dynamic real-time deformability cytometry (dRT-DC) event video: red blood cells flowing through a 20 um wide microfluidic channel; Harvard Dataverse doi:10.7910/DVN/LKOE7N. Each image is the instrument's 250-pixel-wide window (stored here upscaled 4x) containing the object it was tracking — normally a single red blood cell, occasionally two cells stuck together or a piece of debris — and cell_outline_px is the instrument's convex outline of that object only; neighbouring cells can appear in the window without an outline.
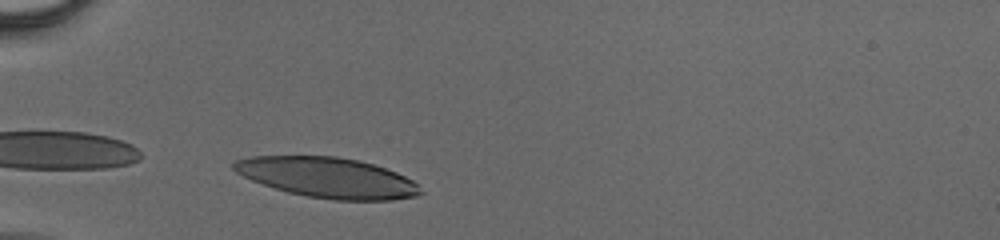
{"species": "human", "species_latin": "Homo sapiens", "temperature_condition": "cold", "stored_images_in_passage": 30, "camera_frame_rate_fps": 3000, "um_per_image_px": 0.085, "donor": {"sex": "male"}, "frame": {"image": 1, "passage_image": 1, "time_ms": 0.0, "image_size_px": [1000, 240], "cell_outline_px": [[424, 192], [416, 196], [392, 200], [332, 200], [308, 196], [288, 192], [252, 180], [236, 172], [232, 168], [232, 164], [236, 160], [252, 156], [336, 156], [356, 160], [372, 164], [396, 172], [412, 180]], "centroid_in_image_um": [27.84, 15.09], "position_along_channel_um": 57.2, "area_um2": 43.47}}
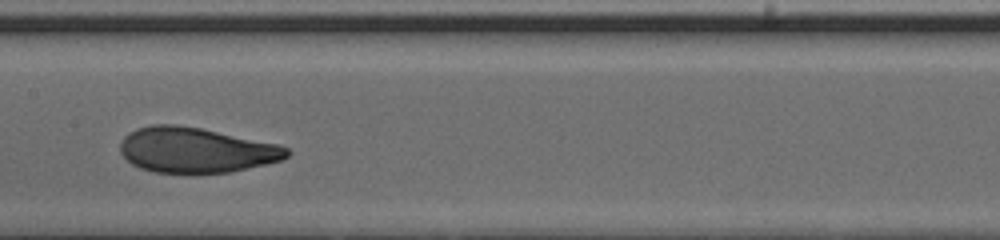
{"frame": {"image": 2, "passage_image": 13, "time_ms": 4.0, "image_size_px": [1000, 240], "cell_outline_px": [[292, 152], [288, 156], [280, 160], [264, 164], [228, 172], [156, 172], [140, 168], [132, 164], [120, 152], [120, 144], [124, 136], [128, 132], [136, 128], [152, 124], [176, 124], [200, 128], [280, 144], [288, 148]], "centroid_in_image_um": [16.64, 12.73], "position_along_channel_um": 190.8, "area_um2": 43.7}}
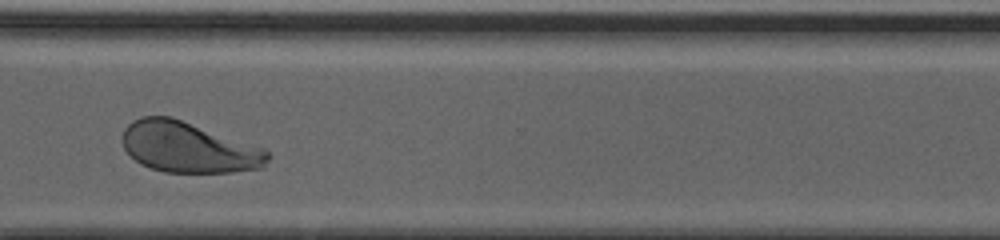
{"frame": {"image": 3, "passage_image": 26, "time_ms": 8.333, "image_size_px": [1000, 240], "cell_outline_px": [[272, 156], [264, 168], [232, 172], [164, 172], [140, 164], [124, 148], [120, 140], [120, 136], [124, 128], [132, 120], [140, 116], [172, 116], [264, 148]], "centroid_in_image_um": [16.02, 12.51], "position_along_channel_um": 354.6, "area_um2": 43.35}}